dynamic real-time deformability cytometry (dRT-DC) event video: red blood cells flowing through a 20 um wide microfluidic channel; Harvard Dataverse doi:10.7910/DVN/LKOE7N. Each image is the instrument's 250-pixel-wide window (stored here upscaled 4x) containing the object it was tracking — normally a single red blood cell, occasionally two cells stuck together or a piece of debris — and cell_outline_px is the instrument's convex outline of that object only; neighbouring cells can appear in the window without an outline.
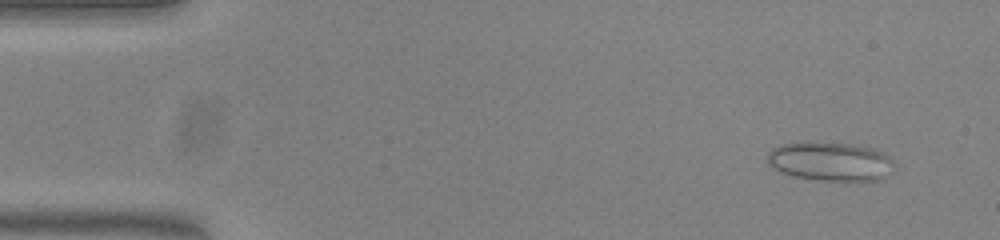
{"species": "common noctule bat (a hibernating species)", "species_latin": "Nyctalus noctula", "temperature_condition": "warm", "stored_images_in_passage": 53, "camera_frame_rate_fps": 3000, "um_per_image_px": 0.085, "animal": {"sex": "female", "body_mass_g": 23.0, "forearm_length_mm": 53.4}, "frame": {"image": 1, "passage_image": 4, "time_ms": 1.0, "image_size_px": [1000, 240], "cell_outline_px": [[896, 168], [884, 180], [820, 180], [792, 176], [780, 172], [772, 168], [768, 164], [768, 152], [772, 148], [780, 144], [808, 140], [812, 140], [852, 144], [872, 148], [884, 152], [896, 164]], "centroid_in_image_um": [70.59, 13.7], "position_along_channel_um": 14.4, "area_um2": 29.65}}
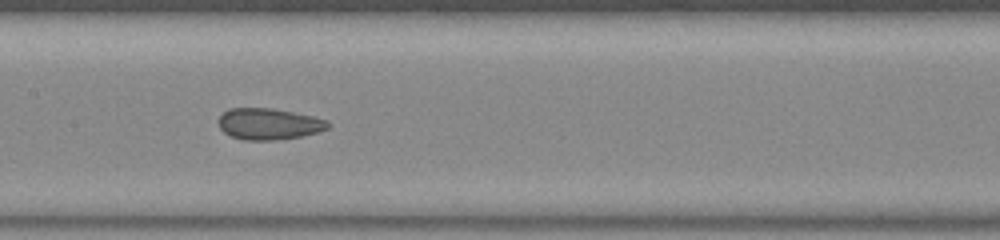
{"frame": {"image": 2, "passage_image": 26, "time_ms": 8.333, "image_size_px": [1000, 240], "cell_outline_px": [[332, 124], [328, 128], [316, 132], [300, 136], [276, 140], [244, 140], [232, 136], [224, 132], [220, 128], [216, 120], [228, 108], [272, 108], [312, 116], [328, 120]], "centroid_in_image_um": [22.83, 10.53], "position_along_channel_um": 184.6, "area_um2": 20.0}}
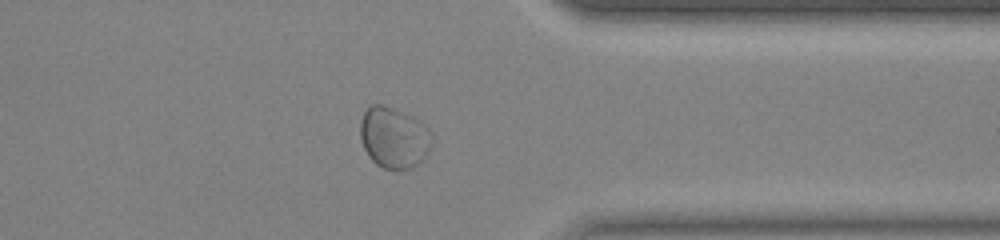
{"frame": {"image": 3, "passage_image": 42, "time_ms": 13.667, "image_size_px": [1000, 240], "cell_outline_px": [[432, 144], [424, 160], [412, 168], [384, 168], [376, 164], [368, 156], [360, 140], [360, 120], [368, 104], [380, 104], [392, 108], [412, 116], [420, 120], [432, 132]], "centroid_in_image_um": [33.48, 11.68], "position_along_channel_um": 377.9, "area_um2": 25.78}, "authors_computed_cell_mechanics": {"area_um2": 23.12, "velocity_mm_per_s": 3.7791, "shape_relaxation_time_tau1_ms": null, "shape_relaxation_time_tau2_ms": 1.0226, "deformation_change_tau1": null, "deformation_change_tau2": 0.0616}}